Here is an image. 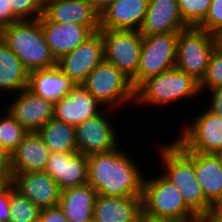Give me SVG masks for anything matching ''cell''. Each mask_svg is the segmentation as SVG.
<instances>
[{
  "instance_id": "cell-22",
  "label": "cell",
  "mask_w": 222,
  "mask_h": 222,
  "mask_svg": "<svg viewBox=\"0 0 222 222\" xmlns=\"http://www.w3.org/2000/svg\"><path fill=\"white\" fill-rule=\"evenodd\" d=\"M51 155L50 149L37 132H28L11 154L13 173L44 171Z\"/></svg>"
},
{
  "instance_id": "cell-33",
  "label": "cell",
  "mask_w": 222,
  "mask_h": 222,
  "mask_svg": "<svg viewBox=\"0 0 222 222\" xmlns=\"http://www.w3.org/2000/svg\"><path fill=\"white\" fill-rule=\"evenodd\" d=\"M197 27L214 35L222 30V0H212L205 19Z\"/></svg>"
},
{
  "instance_id": "cell-10",
  "label": "cell",
  "mask_w": 222,
  "mask_h": 222,
  "mask_svg": "<svg viewBox=\"0 0 222 222\" xmlns=\"http://www.w3.org/2000/svg\"><path fill=\"white\" fill-rule=\"evenodd\" d=\"M180 132L175 141L186 151L215 154L222 150V118L208 108Z\"/></svg>"
},
{
  "instance_id": "cell-15",
  "label": "cell",
  "mask_w": 222,
  "mask_h": 222,
  "mask_svg": "<svg viewBox=\"0 0 222 222\" xmlns=\"http://www.w3.org/2000/svg\"><path fill=\"white\" fill-rule=\"evenodd\" d=\"M12 184L40 209L59 205L61 190L45 171L13 173Z\"/></svg>"
},
{
  "instance_id": "cell-16",
  "label": "cell",
  "mask_w": 222,
  "mask_h": 222,
  "mask_svg": "<svg viewBox=\"0 0 222 222\" xmlns=\"http://www.w3.org/2000/svg\"><path fill=\"white\" fill-rule=\"evenodd\" d=\"M44 171L56 181L61 191L82 185L88 182V157L78 152H54Z\"/></svg>"
},
{
  "instance_id": "cell-2",
  "label": "cell",
  "mask_w": 222,
  "mask_h": 222,
  "mask_svg": "<svg viewBox=\"0 0 222 222\" xmlns=\"http://www.w3.org/2000/svg\"><path fill=\"white\" fill-rule=\"evenodd\" d=\"M163 166V177L175 185L181 193L186 206L199 218L214 207L206 200L202 186L194 171V152L186 151L174 140L171 144L158 148Z\"/></svg>"
},
{
  "instance_id": "cell-35",
  "label": "cell",
  "mask_w": 222,
  "mask_h": 222,
  "mask_svg": "<svg viewBox=\"0 0 222 222\" xmlns=\"http://www.w3.org/2000/svg\"><path fill=\"white\" fill-rule=\"evenodd\" d=\"M39 222H68L62 209L57 205L43 208L39 214Z\"/></svg>"
},
{
  "instance_id": "cell-26",
  "label": "cell",
  "mask_w": 222,
  "mask_h": 222,
  "mask_svg": "<svg viewBox=\"0 0 222 222\" xmlns=\"http://www.w3.org/2000/svg\"><path fill=\"white\" fill-rule=\"evenodd\" d=\"M28 77L29 71L0 38V92L3 91L5 94V91L10 93L17 91L18 94L27 88Z\"/></svg>"
},
{
  "instance_id": "cell-34",
  "label": "cell",
  "mask_w": 222,
  "mask_h": 222,
  "mask_svg": "<svg viewBox=\"0 0 222 222\" xmlns=\"http://www.w3.org/2000/svg\"><path fill=\"white\" fill-rule=\"evenodd\" d=\"M14 189L12 182H9L0 191V222H9V206H10V192Z\"/></svg>"
},
{
  "instance_id": "cell-39",
  "label": "cell",
  "mask_w": 222,
  "mask_h": 222,
  "mask_svg": "<svg viewBox=\"0 0 222 222\" xmlns=\"http://www.w3.org/2000/svg\"><path fill=\"white\" fill-rule=\"evenodd\" d=\"M91 6L101 15L103 11L116 0H87Z\"/></svg>"
},
{
  "instance_id": "cell-20",
  "label": "cell",
  "mask_w": 222,
  "mask_h": 222,
  "mask_svg": "<svg viewBox=\"0 0 222 222\" xmlns=\"http://www.w3.org/2000/svg\"><path fill=\"white\" fill-rule=\"evenodd\" d=\"M43 15L52 22L100 27V15L87 0H51L43 6Z\"/></svg>"
},
{
  "instance_id": "cell-4",
  "label": "cell",
  "mask_w": 222,
  "mask_h": 222,
  "mask_svg": "<svg viewBox=\"0 0 222 222\" xmlns=\"http://www.w3.org/2000/svg\"><path fill=\"white\" fill-rule=\"evenodd\" d=\"M199 81L193 76L175 68L144 80L135 89V103L155 106H169L181 99L199 95Z\"/></svg>"
},
{
  "instance_id": "cell-27",
  "label": "cell",
  "mask_w": 222,
  "mask_h": 222,
  "mask_svg": "<svg viewBox=\"0 0 222 222\" xmlns=\"http://www.w3.org/2000/svg\"><path fill=\"white\" fill-rule=\"evenodd\" d=\"M37 133L51 153L77 152L75 127L72 125L52 118Z\"/></svg>"
},
{
  "instance_id": "cell-37",
  "label": "cell",
  "mask_w": 222,
  "mask_h": 222,
  "mask_svg": "<svg viewBox=\"0 0 222 222\" xmlns=\"http://www.w3.org/2000/svg\"><path fill=\"white\" fill-rule=\"evenodd\" d=\"M11 0H0V29L17 22L11 10Z\"/></svg>"
},
{
  "instance_id": "cell-11",
  "label": "cell",
  "mask_w": 222,
  "mask_h": 222,
  "mask_svg": "<svg viewBox=\"0 0 222 222\" xmlns=\"http://www.w3.org/2000/svg\"><path fill=\"white\" fill-rule=\"evenodd\" d=\"M109 109L94 117L88 118L75 127L77 152L89 156L95 153H106L118 148L116 129L107 118ZM103 111L106 113H103Z\"/></svg>"
},
{
  "instance_id": "cell-8",
  "label": "cell",
  "mask_w": 222,
  "mask_h": 222,
  "mask_svg": "<svg viewBox=\"0 0 222 222\" xmlns=\"http://www.w3.org/2000/svg\"><path fill=\"white\" fill-rule=\"evenodd\" d=\"M103 37L104 59L126 75L136 89L143 36L137 30H99Z\"/></svg>"
},
{
  "instance_id": "cell-41",
  "label": "cell",
  "mask_w": 222,
  "mask_h": 222,
  "mask_svg": "<svg viewBox=\"0 0 222 222\" xmlns=\"http://www.w3.org/2000/svg\"><path fill=\"white\" fill-rule=\"evenodd\" d=\"M198 219L201 222H222V217H220L214 211H211L203 216H200Z\"/></svg>"
},
{
  "instance_id": "cell-28",
  "label": "cell",
  "mask_w": 222,
  "mask_h": 222,
  "mask_svg": "<svg viewBox=\"0 0 222 222\" xmlns=\"http://www.w3.org/2000/svg\"><path fill=\"white\" fill-rule=\"evenodd\" d=\"M0 115V148L12 154L28 133L6 110Z\"/></svg>"
},
{
  "instance_id": "cell-5",
  "label": "cell",
  "mask_w": 222,
  "mask_h": 222,
  "mask_svg": "<svg viewBox=\"0 0 222 222\" xmlns=\"http://www.w3.org/2000/svg\"><path fill=\"white\" fill-rule=\"evenodd\" d=\"M142 211L172 222H194L198 217L186 206L178 188L163 176L142 182Z\"/></svg>"
},
{
  "instance_id": "cell-36",
  "label": "cell",
  "mask_w": 222,
  "mask_h": 222,
  "mask_svg": "<svg viewBox=\"0 0 222 222\" xmlns=\"http://www.w3.org/2000/svg\"><path fill=\"white\" fill-rule=\"evenodd\" d=\"M0 178L12 182L11 154L0 148Z\"/></svg>"
},
{
  "instance_id": "cell-40",
  "label": "cell",
  "mask_w": 222,
  "mask_h": 222,
  "mask_svg": "<svg viewBox=\"0 0 222 222\" xmlns=\"http://www.w3.org/2000/svg\"><path fill=\"white\" fill-rule=\"evenodd\" d=\"M136 222H172L167 219L153 217L150 215L145 214L143 211L139 214Z\"/></svg>"
},
{
  "instance_id": "cell-21",
  "label": "cell",
  "mask_w": 222,
  "mask_h": 222,
  "mask_svg": "<svg viewBox=\"0 0 222 222\" xmlns=\"http://www.w3.org/2000/svg\"><path fill=\"white\" fill-rule=\"evenodd\" d=\"M77 84L57 66L29 72L27 89L53 104L68 95Z\"/></svg>"
},
{
  "instance_id": "cell-7",
  "label": "cell",
  "mask_w": 222,
  "mask_h": 222,
  "mask_svg": "<svg viewBox=\"0 0 222 222\" xmlns=\"http://www.w3.org/2000/svg\"><path fill=\"white\" fill-rule=\"evenodd\" d=\"M215 48L214 34L199 27L184 28L178 34L175 67L200 82Z\"/></svg>"
},
{
  "instance_id": "cell-29",
  "label": "cell",
  "mask_w": 222,
  "mask_h": 222,
  "mask_svg": "<svg viewBox=\"0 0 222 222\" xmlns=\"http://www.w3.org/2000/svg\"><path fill=\"white\" fill-rule=\"evenodd\" d=\"M41 209L17 190L10 192L9 222H39Z\"/></svg>"
},
{
  "instance_id": "cell-13",
  "label": "cell",
  "mask_w": 222,
  "mask_h": 222,
  "mask_svg": "<svg viewBox=\"0 0 222 222\" xmlns=\"http://www.w3.org/2000/svg\"><path fill=\"white\" fill-rule=\"evenodd\" d=\"M41 28L51 52L56 60L72 52L100 27H86L75 23H57L40 17Z\"/></svg>"
},
{
  "instance_id": "cell-46",
  "label": "cell",
  "mask_w": 222,
  "mask_h": 222,
  "mask_svg": "<svg viewBox=\"0 0 222 222\" xmlns=\"http://www.w3.org/2000/svg\"><path fill=\"white\" fill-rule=\"evenodd\" d=\"M51 0H39V2L44 6L47 2H49Z\"/></svg>"
},
{
  "instance_id": "cell-9",
  "label": "cell",
  "mask_w": 222,
  "mask_h": 222,
  "mask_svg": "<svg viewBox=\"0 0 222 222\" xmlns=\"http://www.w3.org/2000/svg\"><path fill=\"white\" fill-rule=\"evenodd\" d=\"M179 32H166L143 37L136 88L146 79L175 68Z\"/></svg>"
},
{
  "instance_id": "cell-45",
  "label": "cell",
  "mask_w": 222,
  "mask_h": 222,
  "mask_svg": "<svg viewBox=\"0 0 222 222\" xmlns=\"http://www.w3.org/2000/svg\"><path fill=\"white\" fill-rule=\"evenodd\" d=\"M217 157L219 158L221 168H222V150L215 153Z\"/></svg>"
},
{
  "instance_id": "cell-3",
  "label": "cell",
  "mask_w": 222,
  "mask_h": 222,
  "mask_svg": "<svg viewBox=\"0 0 222 222\" xmlns=\"http://www.w3.org/2000/svg\"><path fill=\"white\" fill-rule=\"evenodd\" d=\"M0 38L29 72L57 65L46 43L40 18L13 22L0 29Z\"/></svg>"
},
{
  "instance_id": "cell-18",
  "label": "cell",
  "mask_w": 222,
  "mask_h": 222,
  "mask_svg": "<svg viewBox=\"0 0 222 222\" xmlns=\"http://www.w3.org/2000/svg\"><path fill=\"white\" fill-rule=\"evenodd\" d=\"M187 27L182 20L177 0H149L147 13L138 32L144 37L179 32Z\"/></svg>"
},
{
  "instance_id": "cell-42",
  "label": "cell",
  "mask_w": 222,
  "mask_h": 222,
  "mask_svg": "<svg viewBox=\"0 0 222 222\" xmlns=\"http://www.w3.org/2000/svg\"><path fill=\"white\" fill-rule=\"evenodd\" d=\"M216 48L222 52V30L218 31L215 35Z\"/></svg>"
},
{
  "instance_id": "cell-25",
  "label": "cell",
  "mask_w": 222,
  "mask_h": 222,
  "mask_svg": "<svg viewBox=\"0 0 222 222\" xmlns=\"http://www.w3.org/2000/svg\"><path fill=\"white\" fill-rule=\"evenodd\" d=\"M194 171L206 200L215 207L222 200V168L214 153L194 152Z\"/></svg>"
},
{
  "instance_id": "cell-14",
  "label": "cell",
  "mask_w": 222,
  "mask_h": 222,
  "mask_svg": "<svg viewBox=\"0 0 222 222\" xmlns=\"http://www.w3.org/2000/svg\"><path fill=\"white\" fill-rule=\"evenodd\" d=\"M6 107L8 113L28 132H37L53 118L54 104L23 89Z\"/></svg>"
},
{
  "instance_id": "cell-19",
  "label": "cell",
  "mask_w": 222,
  "mask_h": 222,
  "mask_svg": "<svg viewBox=\"0 0 222 222\" xmlns=\"http://www.w3.org/2000/svg\"><path fill=\"white\" fill-rule=\"evenodd\" d=\"M149 0H116L100 15V29L139 30Z\"/></svg>"
},
{
  "instance_id": "cell-1",
  "label": "cell",
  "mask_w": 222,
  "mask_h": 222,
  "mask_svg": "<svg viewBox=\"0 0 222 222\" xmlns=\"http://www.w3.org/2000/svg\"><path fill=\"white\" fill-rule=\"evenodd\" d=\"M88 157V184L102 196L141 197L144 175L119 147ZM133 160V161H132Z\"/></svg>"
},
{
  "instance_id": "cell-17",
  "label": "cell",
  "mask_w": 222,
  "mask_h": 222,
  "mask_svg": "<svg viewBox=\"0 0 222 222\" xmlns=\"http://www.w3.org/2000/svg\"><path fill=\"white\" fill-rule=\"evenodd\" d=\"M102 105L82 85L54 104L53 118L76 127L102 111Z\"/></svg>"
},
{
  "instance_id": "cell-31",
  "label": "cell",
  "mask_w": 222,
  "mask_h": 222,
  "mask_svg": "<svg viewBox=\"0 0 222 222\" xmlns=\"http://www.w3.org/2000/svg\"><path fill=\"white\" fill-rule=\"evenodd\" d=\"M222 86V52L215 48L204 77L199 82L200 92Z\"/></svg>"
},
{
  "instance_id": "cell-6",
  "label": "cell",
  "mask_w": 222,
  "mask_h": 222,
  "mask_svg": "<svg viewBox=\"0 0 222 222\" xmlns=\"http://www.w3.org/2000/svg\"><path fill=\"white\" fill-rule=\"evenodd\" d=\"M95 99L108 109L123 107L135 101L131 80L105 59L97 65L81 84ZM127 103V104H126Z\"/></svg>"
},
{
  "instance_id": "cell-30",
  "label": "cell",
  "mask_w": 222,
  "mask_h": 222,
  "mask_svg": "<svg viewBox=\"0 0 222 222\" xmlns=\"http://www.w3.org/2000/svg\"><path fill=\"white\" fill-rule=\"evenodd\" d=\"M183 22L197 27L206 17L212 0H177Z\"/></svg>"
},
{
  "instance_id": "cell-32",
  "label": "cell",
  "mask_w": 222,
  "mask_h": 222,
  "mask_svg": "<svg viewBox=\"0 0 222 222\" xmlns=\"http://www.w3.org/2000/svg\"><path fill=\"white\" fill-rule=\"evenodd\" d=\"M13 16L18 20H36L43 15L39 0H11Z\"/></svg>"
},
{
  "instance_id": "cell-43",
  "label": "cell",
  "mask_w": 222,
  "mask_h": 222,
  "mask_svg": "<svg viewBox=\"0 0 222 222\" xmlns=\"http://www.w3.org/2000/svg\"><path fill=\"white\" fill-rule=\"evenodd\" d=\"M214 212L222 217V200L214 207Z\"/></svg>"
},
{
  "instance_id": "cell-23",
  "label": "cell",
  "mask_w": 222,
  "mask_h": 222,
  "mask_svg": "<svg viewBox=\"0 0 222 222\" xmlns=\"http://www.w3.org/2000/svg\"><path fill=\"white\" fill-rule=\"evenodd\" d=\"M141 212V197H113L98 194L93 209V222H136Z\"/></svg>"
},
{
  "instance_id": "cell-44",
  "label": "cell",
  "mask_w": 222,
  "mask_h": 222,
  "mask_svg": "<svg viewBox=\"0 0 222 222\" xmlns=\"http://www.w3.org/2000/svg\"><path fill=\"white\" fill-rule=\"evenodd\" d=\"M6 179L0 178V191L8 184Z\"/></svg>"
},
{
  "instance_id": "cell-38",
  "label": "cell",
  "mask_w": 222,
  "mask_h": 222,
  "mask_svg": "<svg viewBox=\"0 0 222 222\" xmlns=\"http://www.w3.org/2000/svg\"><path fill=\"white\" fill-rule=\"evenodd\" d=\"M209 92L211 101L208 109L222 118V86L215 87L209 90Z\"/></svg>"
},
{
  "instance_id": "cell-24",
  "label": "cell",
  "mask_w": 222,
  "mask_h": 222,
  "mask_svg": "<svg viewBox=\"0 0 222 222\" xmlns=\"http://www.w3.org/2000/svg\"><path fill=\"white\" fill-rule=\"evenodd\" d=\"M98 193L88 183L61 191L59 207L68 222H93V209Z\"/></svg>"
},
{
  "instance_id": "cell-12",
  "label": "cell",
  "mask_w": 222,
  "mask_h": 222,
  "mask_svg": "<svg viewBox=\"0 0 222 222\" xmlns=\"http://www.w3.org/2000/svg\"><path fill=\"white\" fill-rule=\"evenodd\" d=\"M104 60V43L100 31L94 32L72 52L57 60V67L77 85Z\"/></svg>"
}]
</instances>
